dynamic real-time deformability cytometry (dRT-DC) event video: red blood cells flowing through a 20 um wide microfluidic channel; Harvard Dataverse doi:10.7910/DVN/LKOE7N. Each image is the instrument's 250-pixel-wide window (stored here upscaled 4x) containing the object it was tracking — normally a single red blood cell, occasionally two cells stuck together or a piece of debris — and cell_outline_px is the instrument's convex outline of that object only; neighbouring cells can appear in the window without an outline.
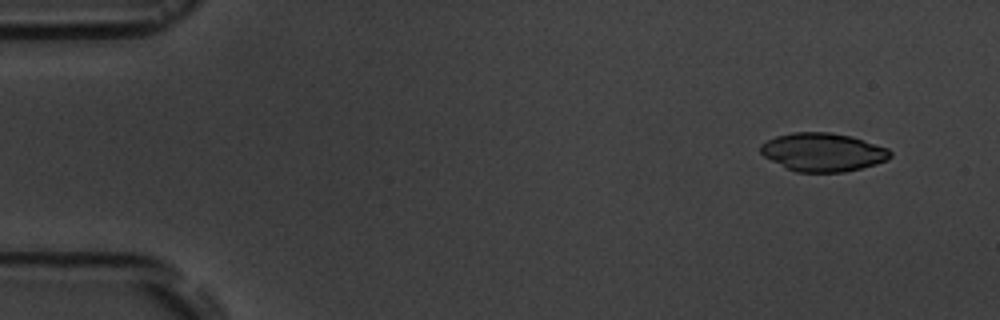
{"species": "common noctule bat (a hibernating species)", "species_latin": "Nyctalus noctula", "temperature_condition": "room temperature", "stored_images_in_passage": 6, "segment_of_instrument_passage": [2, 2], "camera_frame_rate_fps": 3000, "um_per_image_px": 0.085, "animal": {"sex": "male", "body_mass_g": 19.5, "forearm_length_mm": 54.6}, "frame": {"image": 1, "passage_image": 6, "time_ms": 6.0, "image_size_px": [1000, 320], "cell_outline_px": [[892, 156], [888, 160], [876, 164], [844, 172], [796, 172], [764, 156], [760, 152], [760, 144], [776, 136], [792, 132], [828, 132], [852, 136], [888, 148], [892, 152]], "centroid_in_image_um": [69.97, 12.92], "position_along_channel_um": 15.0, "area_um2": 28.96}}